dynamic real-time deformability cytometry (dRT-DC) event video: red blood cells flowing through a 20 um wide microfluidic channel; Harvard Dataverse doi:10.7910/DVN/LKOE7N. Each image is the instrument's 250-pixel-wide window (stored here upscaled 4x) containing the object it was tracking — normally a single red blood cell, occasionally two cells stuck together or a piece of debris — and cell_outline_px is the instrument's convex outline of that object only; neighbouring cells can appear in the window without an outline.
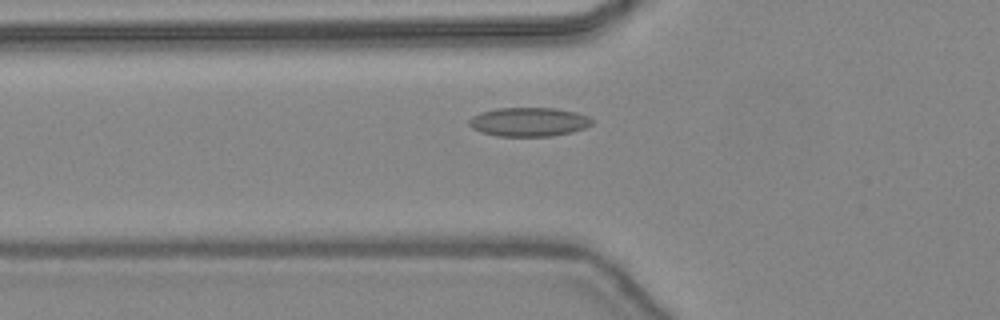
{"species": "common noctule bat (a hibernating species)", "species_latin": "Nyctalus noctula", "temperature_condition": "warm", "stored_images_in_passage": 42, "camera_frame_rate_fps": 3000, "um_per_image_px": 0.085, "animal": {"sex": "female", "body_mass_g": 24.6, "forearm_length_mm": 56.2}, "frame": {"image": 1, "passage_image": 13, "time_ms": 4.0, "image_size_px": [1000, 320], "cell_outline_px": [[592, 124], [584, 128], [572, 132], [552, 136], [496, 136], [480, 132], [472, 128], [468, 124], [468, 120], [472, 116], [480, 112], [496, 108], [556, 108], [576, 112], [588, 116], [592, 120]], "centroid_in_image_um": [44.92, 10.36], "position_along_channel_um": 80.9, "area_um2": 20.87}}
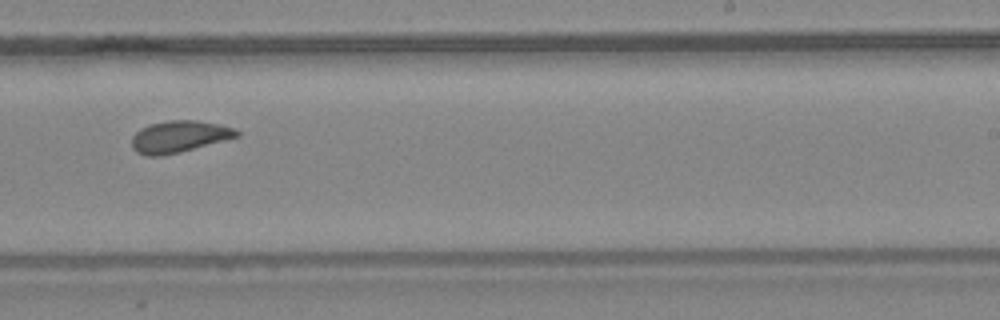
{"frame": {"image": 2, "passage_image": 26, "time_ms": 8.333, "image_size_px": [1000, 320], "cell_outline_px": [[240, 136], [180, 152], [160, 156], [144, 156], [136, 152], [132, 148], [132, 136], [140, 128], [148, 124], [168, 120], [196, 120], [220, 124], [236, 128], [240, 132]], "centroid_in_image_um": [15.22, 11.6], "position_along_channel_um": 273.8, "area_um2": 19.65}}
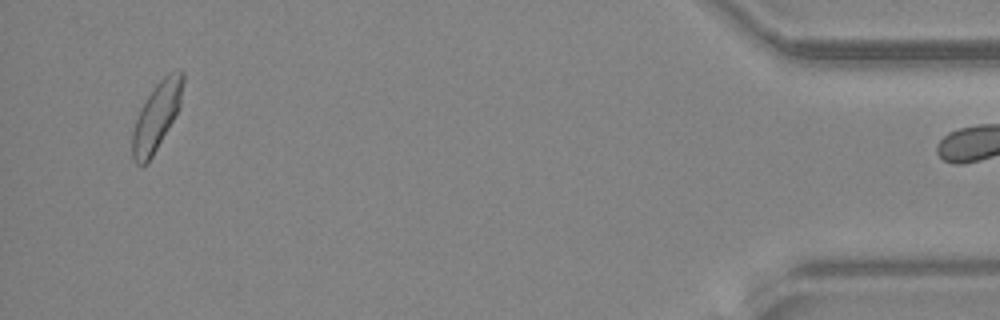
{"frame": {"image": 3, "passage_image": 41, "time_ms": 13.333, "image_size_px": [1000, 320], "cell_outline_px": [[184, 80], [180, 108], [148, 164], [136, 164], [132, 156], [132, 132], [140, 108], [156, 84], [168, 72], [180, 68], [184, 72]], "centroid_in_image_um": [13.33, 9.86], "position_along_channel_um": 421.9, "area_um2": 20.11}}